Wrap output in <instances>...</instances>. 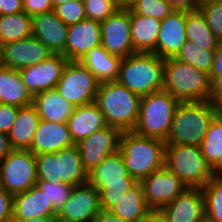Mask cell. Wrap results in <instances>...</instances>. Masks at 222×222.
Masks as SVG:
<instances>
[{"instance_id": "6da1fadb", "label": "cell", "mask_w": 222, "mask_h": 222, "mask_svg": "<svg viewBox=\"0 0 222 222\" xmlns=\"http://www.w3.org/2000/svg\"><path fill=\"white\" fill-rule=\"evenodd\" d=\"M222 107L211 100L180 102L166 144L201 146L212 120Z\"/></svg>"}, {"instance_id": "7a4b0ae2", "label": "cell", "mask_w": 222, "mask_h": 222, "mask_svg": "<svg viewBox=\"0 0 222 222\" xmlns=\"http://www.w3.org/2000/svg\"><path fill=\"white\" fill-rule=\"evenodd\" d=\"M166 142L149 138L134 131L122 132L119 152L123 157L128 175L137 182L165 166Z\"/></svg>"}, {"instance_id": "3957f363", "label": "cell", "mask_w": 222, "mask_h": 222, "mask_svg": "<svg viewBox=\"0 0 222 222\" xmlns=\"http://www.w3.org/2000/svg\"><path fill=\"white\" fill-rule=\"evenodd\" d=\"M103 113L107 126L121 132L133 131L139 113L141 97L117 81L100 83L95 101Z\"/></svg>"}, {"instance_id": "277c9868", "label": "cell", "mask_w": 222, "mask_h": 222, "mask_svg": "<svg viewBox=\"0 0 222 222\" xmlns=\"http://www.w3.org/2000/svg\"><path fill=\"white\" fill-rule=\"evenodd\" d=\"M164 59L155 53H134L121 58L117 82L144 97L163 89Z\"/></svg>"}, {"instance_id": "5b68a950", "label": "cell", "mask_w": 222, "mask_h": 222, "mask_svg": "<svg viewBox=\"0 0 222 222\" xmlns=\"http://www.w3.org/2000/svg\"><path fill=\"white\" fill-rule=\"evenodd\" d=\"M163 89L180 102L211 99V78L176 58L164 59Z\"/></svg>"}, {"instance_id": "8992f818", "label": "cell", "mask_w": 222, "mask_h": 222, "mask_svg": "<svg viewBox=\"0 0 222 222\" xmlns=\"http://www.w3.org/2000/svg\"><path fill=\"white\" fill-rule=\"evenodd\" d=\"M180 101L162 89L141 97L140 113L133 131L166 142Z\"/></svg>"}, {"instance_id": "52a82bcc", "label": "cell", "mask_w": 222, "mask_h": 222, "mask_svg": "<svg viewBox=\"0 0 222 222\" xmlns=\"http://www.w3.org/2000/svg\"><path fill=\"white\" fill-rule=\"evenodd\" d=\"M165 167L188 188H203L216 174L199 146L166 144Z\"/></svg>"}, {"instance_id": "ba28073f", "label": "cell", "mask_w": 222, "mask_h": 222, "mask_svg": "<svg viewBox=\"0 0 222 222\" xmlns=\"http://www.w3.org/2000/svg\"><path fill=\"white\" fill-rule=\"evenodd\" d=\"M37 184L35 154L30 150H12L0 161V186L14 196Z\"/></svg>"}, {"instance_id": "9c48e42d", "label": "cell", "mask_w": 222, "mask_h": 222, "mask_svg": "<svg viewBox=\"0 0 222 222\" xmlns=\"http://www.w3.org/2000/svg\"><path fill=\"white\" fill-rule=\"evenodd\" d=\"M100 82L80 61H68L56 89L63 98L76 106L95 101Z\"/></svg>"}, {"instance_id": "30bf717a", "label": "cell", "mask_w": 222, "mask_h": 222, "mask_svg": "<svg viewBox=\"0 0 222 222\" xmlns=\"http://www.w3.org/2000/svg\"><path fill=\"white\" fill-rule=\"evenodd\" d=\"M101 46L120 58L134 54L130 29V9L121 7L101 22Z\"/></svg>"}, {"instance_id": "8fae6325", "label": "cell", "mask_w": 222, "mask_h": 222, "mask_svg": "<svg viewBox=\"0 0 222 222\" xmlns=\"http://www.w3.org/2000/svg\"><path fill=\"white\" fill-rule=\"evenodd\" d=\"M121 133L116 127L106 126L76 144L87 174L119 150Z\"/></svg>"}, {"instance_id": "7c38bea8", "label": "cell", "mask_w": 222, "mask_h": 222, "mask_svg": "<svg viewBox=\"0 0 222 222\" xmlns=\"http://www.w3.org/2000/svg\"><path fill=\"white\" fill-rule=\"evenodd\" d=\"M101 210L99 191L87 182L73 187L70 198L57 213L56 222H92Z\"/></svg>"}, {"instance_id": "4fadbf2b", "label": "cell", "mask_w": 222, "mask_h": 222, "mask_svg": "<svg viewBox=\"0 0 222 222\" xmlns=\"http://www.w3.org/2000/svg\"><path fill=\"white\" fill-rule=\"evenodd\" d=\"M146 205L150 209H161L171 203L188 187L165 166L148 175L141 181Z\"/></svg>"}, {"instance_id": "5bb4252c", "label": "cell", "mask_w": 222, "mask_h": 222, "mask_svg": "<svg viewBox=\"0 0 222 222\" xmlns=\"http://www.w3.org/2000/svg\"><path fill=\"white\" fill-rule=\"evenodd\" d=\"M68 62L62 54H53L47 60L19 70L27 90L34 94L55 89Z\"/></svg>"}, {"instance_id": "9a60e30c", "label": "cell", "mask_w": 222, "mask_h": 222, "mask_svg": "<svg viewBox=\"0 0 222 222\" xmlns=\"http://www.w3.org/2000/svg\"><path fill=\"white\" fill-rule=\"evenodd\" d=\"M187 11L175 10L161 20L156 42V55L162 59L175 58L188 40L186 35Z\"/></svg>"}, {"instance_id": "2e32d148", "label": "cell", "mask_w": 222, "mask_h": 222, "mask_svg": "<svg viewBox=\"0 0 222 222\" xmlns=\"http://www.w3.org/2000/svg\"><path fill=\"white\" fill-rule=\"evenodd\" d=\"M101 45V23L84 19L68 26L66 49L68 61H80L91 49Z\"/></svg>"}, {"instance_id": "e0dca14e", "label": "cell", "mask_w": 222, "mask_h": 222, "mask_svg": "<svg viewBox=\"0 0 222 222\" xmlns=\"http://www.w3.org/2000/svg\"><path fill=\"white\" fill-rule=\"evenodd\" d=\"M6 67L21 70L47 60L53 53L34 36L2 45Z\"/></svg>"}, {"instance_id": "ac0fdd59", "label": "cell", "mask_w": 222, "mask_h": 222, "mask_svg": "<svg viewBox=\"0 0 222 222\" xmlns=\"http://www.w3.org/2000/svg\"><path fill=\"white\" fill-rule=\"evenodd\" d=\"M161 210L167 222H199L205 215L202 188H187Z\"/></svg>"}, {"instance_id": "d6986e66", "label": "cell", "mask_w": 222, "mask_h": 222, "mask_svg": "<svg viewBox=\"0 0 222 222\" xmlns=\"http://www.w3.org/2000/svg\"><path fill=\"white\" fill-rule=\"evenodd\" d=\"M75 145L67 123L40 120L33 136L30 151L35 155L58 152Z\"/></svg>"}, {"instance_id": "ffe728a7", "label": "cell", "mask_w": 222, "mask_h": 222, "mask_svg": "<svg viewBox=\"0 0 222 222\" xmlns=\"http://www.w3.org/2000/svg\"><path fill=\"white\" fill-rule=\"evenodd\" d=\"M68 26L53 12L32 17V36L43 42L53 54H63L66 49Z\"/></svg>"}, {"instance_id": "44dd1931", "label": "cell", "mask_w": 222, "mask_h": 222, "mask_svg": "<svg viewBox=\"0 0 222 222\" xmlns=\"http://www.w3.org/2000/svg\"><path fill=\"white\" fill-rule=\"evenodd\" d=\"M13 218L31 219L36 217H56L57 212L53 209L43 190L36 184L29 190L13 196Z\"/></svg>"}, {"instance_id": "7402d4cb", "label": "cell", "mask_w": 222, "mask_h": 222, "mask_svg": "<svg viewBox=\"0 0 222 222\" xmlns=\"http://www.w3.org/2000/svg\"><path fill=\"white\" fill-rule=\"evenodd\" d=\"M67 124L74 144L107 126L95 102L76 106Z\"/></svg>"}, {"instance_id": "603a6c76", "label": "cell", "mask_w": 222, "mask_h": 222, "mask_svg": "<svg viewBox=\"0 0 222 222\" xmlns=\"http://www.w3.org/2000/svg\"><path fill=\"white\" fill-rule=\"evenodd\" d=\"M87 182L97 191L105 184L137 183L128 175L119 150L105 158L96 168L88 173Z\"/></svg>"}, {"instance_id": "cb8c5ba5", "label": "cell", "mask_w": 222, "mask_h": 222, "mask_svg": "<svg viewBox=\"0 0 222 222\" xmlns=\"http://www.w3.org/2000/svg\"><path fill=\"white\" fill-rule=\"evenodd\" d=\"M32 105L41 120L58 123H67L75 108L56 88L34 94Z\"/></svg>"}, {"instance_id": "d4e9b609", "label": "cell", "mask_w": 222, "mask_h": 222, "mask_svg": "<svg viewBox=\"0 0 222 222\" xmlns=\"http://www.w3.org/2000/svg\"><path fill=\"white\" fill-rule=\"evenodd\" d=\"M161 20L139 15L130 10V29L135 53H155Z\"/></svg>"}, {"instance_id": "484cf974", "label": "cell", "mask_w": 222, "mask_h": 222, "mask_svg": "<svg viewBox=\"0 0 222 222\" xmlns=\"http://www.w3.org/2000/svg\"><path fill=\"white\" fill-rule=\"evenodd\" d=\"M40 120L32 104L19 107L16 120L7 135L12 150H30Z\"/></svg>"}, {"instance_id": "4316f807", "label": "cell", "mask_w": 222, "mask_h": 222, "mask_svg": "<svg viewBox=\"0 0 222 222\" xmlns=\"http://www.w3.org/2000/svg\"><path fill=\"white\" fill-rule=\"evenodd\" d=\"M80 62L100 83L117 81L121 58L109 54L101 45L91 49Z\"/></svg>"}, {"instance_id": "83f0119b", "label": "cell", "mask_w": 222, "mask_h": 222, "mask_svg": "<svg viewBox=\"0 0 222 222\" xmlns=\"http://www.w3.org/2000/svg\"><path fill=\"white\" fill-rule=\"evenodd\" d=\"M32 98L19 70L10 67L0 70V103L23 107L32 104Z\"/></svg>"}, {"instance_id": "f1b7e54d", "label": "cell", "mask_w": 222, "mask_h": 222, "mask_svg": "<svg viewBox=\"0 0 222 222\" xmlns=\"http://www.w3.org/2000/svg\"><path fill=\"white\" fill-rule=\"evenodd\" d=\"M57 178L73 187L87 183L88 174L83 168L76 144L57 152Z\"/></svg>"}, {"instance_id": "f546056e", "label": "cell", "mask_w": 222, "mask_h": 222, "mask_svg": "<svg viewBox=\"0 0 222 222\" xmlns=\"http://www.w3.org/2000/svg\"><path fill=\"white\" fill-rule=\"evenodd\" d=\"M150 208L146 205L141 182L133 185L109 211L128 222H137Z\"/></svg>"}, {"instance_id": "4dcf8cb0", "label": "cell", "mask_w": 222, "mask_h": 222, "mask_svg": "<svg viewBox=\"0 0 222 222\" xmlns=\"http://www.w3.org/2000/svg\"><path fill=\"white\" fill-rule=\"evenodd\" d=\"M200 148L207 163L218 173L222 168V111L210 123Z\"/></svg>"}, {"instance_id": "1f68e13d", "label": "cell", "mask_w": 222, "mask_h": 222, "mask_svg": "<svg viewBox=\"0 0 222 222\" xmlns=\"http://www.w3.org/2000/svg\"><path fill=\"white\" fill-rule=\"evenodd\" d=\"M32 35V17L24 11L0 15V44L23 40Z\"/></svg>"}, {"instance_id": "d6a6232c", "label": "cell", "mask_w": 222, "mask_h": 222, "mask_svg": "<svg viewBox=\"0 0 222 222\" xmlns=\"http://www.w3.org/2000/svg\"><path fill=\"white\" fill-rule=\"evenodd\" d=\"M186 35L188 40L206 50L214 51L219 43L199 10L187 11Z\"/></svg>"}, {"instance_id": "836d02e7", "label": "cell", "mask_w": 222, "mask_h": 222, "mask_svg": "<svg viewBox=\"0 0 222 222\" xmlns=\"http://www.w3.org/2000/svg\"><path fill=\"white\" fill-rule=\"evenodd\" d=\"M175 58L210 75L214 51L199 48L193 41L187 40Z\"/></svg>"}, {"instance_id": "e575fe53", "label": "cell", "mask_w": 222, "mask_h": 222, "mask_svg": "<svg viewBox=\"0 0 222 222\" xmlns=\"http://www.w3.org/2000/svg\"><path fill=\"white\" fill-rule=\"evenodd\" d=\"M202 190L205 215L216 222H222V177L216 173Z\"/></svg>"}, {"instance_id": "d590c367", "label": "cell", "mask_w": 222, "mask_h": 222, "mask_svg": "<svg viewBox=\"0 0 222 222\" xmlns=\"http://www.w3.org/2000/svg\"><path fill=\"white\" fill-rule=\"evenodd\" d=\"M128 8L139 15L165 19L175 9L166 0H134Z\"/></svg>"}, {"instance_id": "8d00e7d4", "label": "cell", "mask_w": 222, "mask_h": 222, "mask_svg": "<svg viewBox=\"0 0 222 222\" xmlns=\"http://www.w3.org/2000/svg\"><path fill=\"white\" fill-rule=\"evenodd\" d=\"M198 10L205 17L208 27L216 39L222 42V0H205L199 3Z\"/></svg>"}, {"instance_id": "74e56055", "label": "cell", "mask_w": 222, "mask_h": 222, "mask_svg": "<svg viewBox=\"0 0 222 222\" xmlns=\"http://www.w3.org/2000/svg\"><path fill=\"white\" fill-rule=\"evenodd\" d=\"M87 19L103 22L119 10L120 0H83Z\"/></svg>"}, {"instance_id": "f35d334b", "label": "cell", "mask_w": 222, "mask_h": 222, "mask_svg": "<svg viewBox=\"0 0 222 222\" xmlns=\"http://www.w3.org/2000/svg\"><path fill=\"white\" fill-rule=\"evenodd\" d=\"M37 185L46 194V197L51 201L53 209L57 213L70 198L73 189V186L62 182L51 183L49 181H37Z\"/></svg>"}, {"instance_id": "ab89813d", "label": "cell", "mask_w": 222, "mask_h": 222, "mask_svg": "<svg viewBox=\"0 0 222 222\" xmlns=\"http://www.w3.org/2000/svg\"><path fill=\"white\" fill-rule=\"evenodd\" d=\"M53 12L67 26L87 18L83 0H71L54 7Z\"/></svg>"}, {"instance_id": "60d3db41", "label": "cell", "mask_w": 222, "mask_h": 222, "mask_svg": "<svg viewBox=\"0 0 222 222\" xmlns=\"http://www.w3.org/2000/svg\"><path fill=\"white\" fill-rule=\"evenodd\" d=\"M37 181L59 183L57 178V152L35 155Z\"/></svg>"}, {"instance_id": "b9f144b4", "label": "cell", "mask_w": 222, "mask_h": 222, "mask_svg": "<svg viewBox=\"0 0 222 222\" xmlns=\"http://www.w3.org/2000/svg\"><path fill=\"white\" fill-rule=\"evenodd\" d=\"M135 184L136 183L105 184V186L99 190L102 210L109 211Z\"/></svg>"}, {"instance_id": "7bdbcfd3", "label": "cell", "mask_w": 222, "mask_h": 222, "mask_svg": "<svg viewBox=\"0 0 222 222\" xmlns=\"http://www.w3.org/2000/svg\"><path fill=\"white\" fill-rule=\"evenodd\" d=\"M19 107L0 103V132L9 133L14 121L16 120Z\"/></svg>"}, {"instance_id": "ee69618b", "label": "cell", "mask_w": 222, "mask_h": 222, "mask_svg": "<svg viewBox=\"0 0 222 222\" xmlns=\"http://www.w3.org/2000/svg\"><path fill=\"white\" fill-rule=\"evenodd\" d=\"M23 11L30 17L53 11L51 0H22Z\"/></svg>"}, {"instance_id": "f6af8a7d", "label": "cell", "mask_w": 222, "mask_h": 222, "mask_svg": "<svg viewBox=\"0 0 222 222\" xmlns=\"http://www.w3.org/2000/svg\"><path fill=\"white\" fill-rule=\"evenodd\" d=\"M13 196L0 186V222H11L13 218Z\"/></svg>"}, {"instance_id": "bcb514c9", "label": "cell", "mask_w": 222, "mask_h": 222, "mask_svg": "<svg viewBox=\"0 0 222 222\" xmlns=\"http://www.w3.org/2000/svg\"><path fill=\"white\" fill-rule=\"evenodd\" d=\"M211 101L222 107V70L211 71Z\"/></svg>"}, {"instance_id": "7dc6e473", "label": "cell", "mask_w": 222, "mask_h": 222, "mask_svg": "<svg viewBox=\"0 0 222 222\" xmlns=\"http://www.w3.org/2000/svg\"><path fill=\"white\" fill-rule=\"evenodd\" d=\"M23 11L22 0H0V15H10Z\"/></svg>"}, {"instance_id": "c3c4849f", "label": "cell", "mask_w": 222, "mask_h": 222, "mask_svg": "<svg viewBox=\"0 0 222 222\" xmlns=\"http://www.w3.org/2000/svg\"><path fill=\"white\" fill-rule=\"evenodd\" d=\"M175 10L195 11L199 3L196 0H166Z\"/></svg>"}, {"instance_id": "681fc988", "label": "cell", "mask_w": 222, "mask_h": 222, "mask_svg": "<svg viewBox=\"0 0 222 222\" xmlns=\"http://www.w3.org/2000/svg\"><path fill=\"white\" fill-rule=\"evenodd\" d=\"M137 222H167V219L161 209H150Z\"/></svg>"}, {"instance_id": "f907efd6", "label": "cell", "mask_w": 222, "mask_h": 222, "mask_svg": "<svg viewBox=\"0 0 222 222\" xmlns=\"http://www.w3.org/2000/svg\"><path fill=\"white\" fill-rule=\"evenodd\" d=\"M92 222H128L112 214L110 211L101 210Z\"/></svg>"}, {"instance_id": "816d5d0a", "label": "cell", "mask_w": 222, "mask_h": 222, "mask_svg": "<svg viewBox=\"0 0 222 222\" xmlns=\"http://www.w3.org/2000/svg\"><path fill=\"white\" fill-rule=\"evenodd\" d=\"M11 151L12 148L7 134L0 132V161H2Z\"/></svg>"}, {"instance_id": "f5cc1de1", "label": "cell", "mask_w": 222, "mask_h": 222, "mask_svg": "<svg viewBox=\"0 0 222 222\" xmlns=\"http://www.w3.org/2000/svg\"><path fill=\"white\" fill-rule=\"evenodd\" d=\"M222 70V42H219L214 50V62L211 71Z\"/></svg>"}, {"instance_id": "db71d44e", "label": "cell", "mask_w": 222, "mask_h": 222, "mask_svg": "<svg viewBox=\"0 0 222 222\" xmlns=\"http://www.w3.org/2000/svg\"><path fill=\"white\" fill-rule=\"evenodd\" d=\"M11 222H56V217H36L31 219H12Z\"/></svg>"}, {"instance_id": "11a10c76", "label": "cell", "mask_w": 222, "mask_h": 222, "mask_svg": "<svg viewBox=\"0 0 222 222\" xmlns=\"http://www.w3.org/2000/svg\"><path fill=\"white\" fill-rule=\"evenodd\" d=\"M5 62H4V55H3V48L2 44H0V70L5 68Z\"/></svg>"}, {"instance_id": "9f6ffc18", "label": "cell", "mask_w": 222, "mask_h": 222, "mask_svg": "<svg viewBox=\"0 0 222 222\" xmlns=\"http://www.w3.org/2000/svg\"><path fill=\"white\" fill-rule=\"evenodd\" d=\"M69 1H71V0H51L53 8L60 5V4L67 3Z\"/></svg>"}, {"instance_id": "6f0895ef", "label": "cell", "mask_w": 222, "mask_h": 222, "mask_svg": "<svg viewBox=\"0 0 222 222\" xmlns=\"http://www.w3.org/2000/svg\"><path fill=\"white\" fill-rule=\"evenodd\" d=\"M123 7H128L134 0H120Z\"/></svg>"}, {"instance_id": "680465c9", "label": "cell", "mask_w": 222, "mask_h": 222, "mask_svg": "<svg viewBox=\"0 0 222 222\" xmlns=\"http://www.w3.org/2000/svg\"><path fill=\"white\" fill-rule=\"evenodd\" d=\"M199 222H216L213 219L209 218L208 216L204 215Z\"/></svg>"}, {"instance_id": "91938a15", "label": "cell", "mask_w": 222, "mask_h": 222, "mask_svg": "<svg viewBox=\"0 0 222 222\" xmlns=\"http://www.w3.org/2000/svg\"><path fill=\"white\" fill-rule=\"evenodd\" d=\"M218 174L222 177V168H221V170L218 172Z\"/></svg>"}, {"instance_id": "94428289", "label": "cell", "mask_w": 222, "mask_h": 222, "mask_svg": "<svg viewBox=\"0 0 222 222\" xmlns=\"http://www.w3.org/2000/svg\"><path fill=\"white\" fill-rule=\"evenodd\" d=\"M198 3H201L202 1H205V0H196Z\"/></svg>"}]
</instances>
